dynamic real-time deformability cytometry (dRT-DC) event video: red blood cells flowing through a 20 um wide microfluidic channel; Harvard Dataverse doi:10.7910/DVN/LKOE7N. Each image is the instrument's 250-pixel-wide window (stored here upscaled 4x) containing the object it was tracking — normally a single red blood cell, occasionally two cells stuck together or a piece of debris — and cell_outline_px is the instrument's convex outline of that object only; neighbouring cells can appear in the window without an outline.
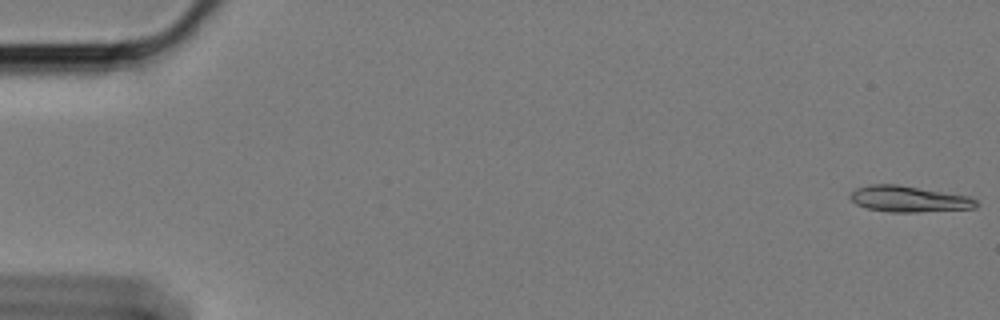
{"species": "Egyptian fruit bat (a non-hibernating species)", "species_latin": "Rousettus aegyptiacus", "temperature_condition": "cold", "stored_images_in_passage": 58, "camera_frame_rate_fps": 3000, "um_per_image_px": 0.085, "animal": {"sex": "female"}, "frame": {"image": 1, "passage_image": 1, "time_ms": 0.0, "image_size_px": [1000, 320], "cell_outline_px": [[976, 208], [916, 212], [892, 212], [868, 208], [856, 204], [848, 196], [856, 188], [872, 184], [896, 184], [968, 196], [976, 200]], "centroid_in_image_um": [77.22, 16.91], "position_along_channel_um": 7.8, "area_um2": 18.84}}
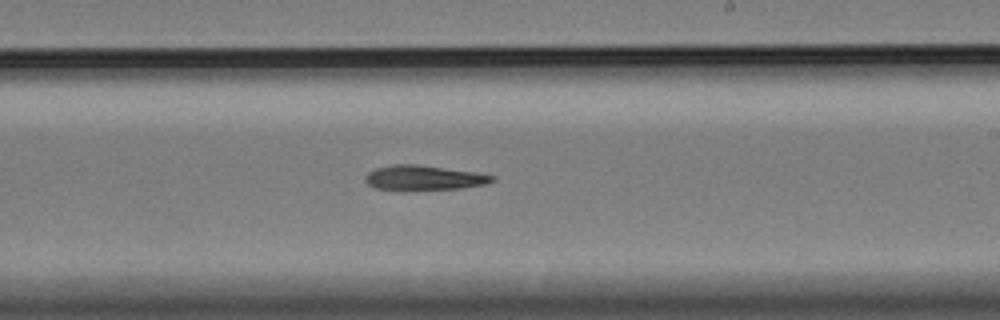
{"frame": {"image": 2, "passage_image": 35, "time_ms": 11.333, "image_size_px": [1000, 320], "cell_outline_px": [[496, 180], [488, 184], [460, 188], [376, 188], [368, 184], [364, 180], [364, 176], [368, 172], [376, 168], [392, 164], [416, 164], [476, 172], [496, 176]], "centroid_in_image_um": [36.07, 15.07], "position_along_channel_um": 252.9, "area_um2": 17.8}}
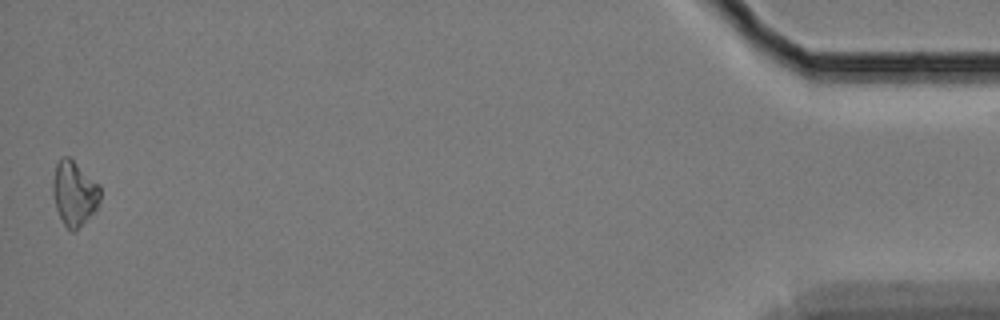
{"frame": {"image": 3, "passage_image": 58, "time_ms": 19.0, "image_size_px": [1000, 320], "cell_outline_px": [[100, 200], [96, 208], [76, 232], [72, 232], [64, 224], [56, 208], [52, 192], [52, 184], [56, 164], [64, 156], [68, 156], [100, 184]], "centroid_in_image_um": [6.31, 16.44], "position_along_channel_um": 428.9, "area_um2": 17.74}}